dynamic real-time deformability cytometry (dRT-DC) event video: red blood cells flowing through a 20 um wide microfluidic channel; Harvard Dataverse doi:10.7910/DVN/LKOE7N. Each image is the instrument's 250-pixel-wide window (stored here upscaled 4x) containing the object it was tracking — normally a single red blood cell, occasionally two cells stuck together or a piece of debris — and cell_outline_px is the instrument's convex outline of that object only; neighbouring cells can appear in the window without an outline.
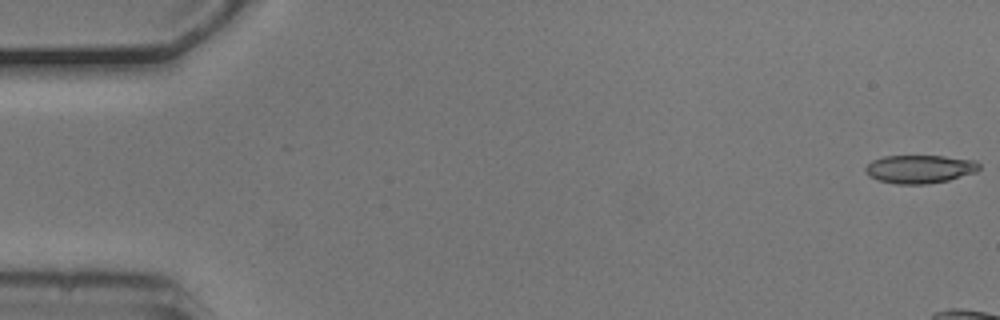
{"species": "common noctule bat (a hibernating species)", "species_latin": "Nyctalus noctula", "temperature_condition": "cold", "stored_images_in_passage": 10, "camera_frame_rate_fps": 3000, "um_per_image_px": 0.085, "animal": {"sex": "male", "body_mass_g": 20.5, "forearm_length_mm": 52.5}, "frame": {"image": 1, "passage_image": 1, "time_ms": 0.0, "image_size_px": [1000, 320], "cell_outline_px": [[980, 168], [976, 172], [948, 180], [928, 184], [896, 184], [880, 180], [868, 176], [864, 172], [864, 168], [872, 160], [884, 156], [944, 156], [976, 160], [980, 164]], "centroid_in_image_um": [78.17, 14.36], "position_along_channel_um": 6.8, "area_um2": 18.84}}